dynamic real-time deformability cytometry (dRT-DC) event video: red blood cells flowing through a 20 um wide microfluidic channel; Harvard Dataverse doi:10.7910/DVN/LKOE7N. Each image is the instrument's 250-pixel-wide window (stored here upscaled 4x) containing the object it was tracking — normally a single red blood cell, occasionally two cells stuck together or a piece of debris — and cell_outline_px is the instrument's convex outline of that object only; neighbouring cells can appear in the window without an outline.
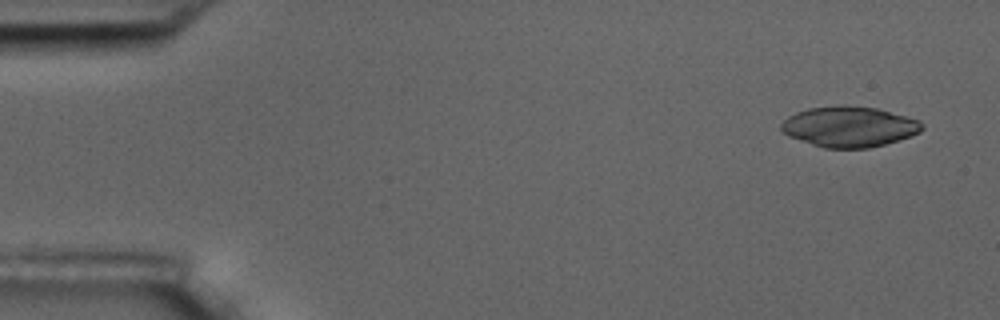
{"species": "common noctule bat (a hibernating species)", "species_latin": "Nyctalus noctula", "temperature_condition": "room temperature", "stored_images_in_passage": 5, "camera_frame_rate_fps": 3000, "um_per_image_px": 0.085, "animal": {"sex": "male", "body_mass_g": 17.5, "forearm_length_mm": 52.3}, "frame": {"image": 1, "passage_image": 1, "time_ms": 0.0, "image_size_px": [1000, 320], "cell_outline_px": [[924, 128], [920, 132], [912, 136], [884, 144], [868, 148], [824, 148], [788, 136], [780, 128], [780, 124], [788, 116], [796, 112], [808, 108], [844, 104], [876, 108], [920, 120], [924, 124]], "centroid_in_image_um": [72.19, 10.76], "position_along_channel_um": 12.8, "area_um2": 33.41}}